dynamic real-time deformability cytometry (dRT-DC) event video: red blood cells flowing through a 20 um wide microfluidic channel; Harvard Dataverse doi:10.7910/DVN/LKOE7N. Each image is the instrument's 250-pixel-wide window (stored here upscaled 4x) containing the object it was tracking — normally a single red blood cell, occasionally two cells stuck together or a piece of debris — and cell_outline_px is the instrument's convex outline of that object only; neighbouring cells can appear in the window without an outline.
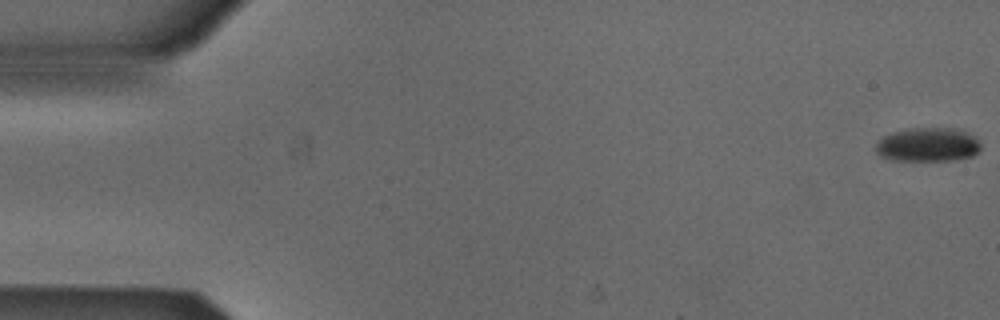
{"species": "Egyptian fruit bat (a non-hibernating species)", "species_latin": "Rousettus aegyptiacus", "temperature_condition": "cold", "stored_images_in_passage": 5, "camera_frame_rate_fps": 3000, "um_per_image_px": 0.085, "animal": {"sex": "male"}, "frame": {"image": 1, "passage_image": 1, "time_ms": 0.0, "image_size_px": [1000, 320], "cell_outline_px": [[980, 148], [972, 156], [956, 160], [892, 160], [880, 156], [876, 152], [876, 144], [884, 136], [896, 132], [912, 128], [952, 128], [976, 136], [980, 144]], "centroid_in_image_um": [78.88, 12.31], "position_along_channel_um": 6.1, "area_um2": 20.52}}